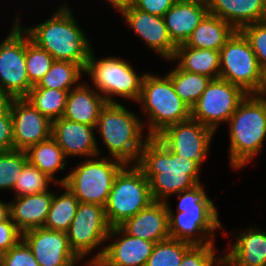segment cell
Returning <instances> with one entry per match:
<instances>
[{"instance_id":"obj_9","label":"cell","mask_w":266,"mask_h":266,"mask_svg":"<svg viewBox=\"0 0 266 266\" xmlns=\"http://www.w3.org/2000/svg\"><path fill=\"white\" fill-rule=\"evenodd\" d=\"M153 202L149 180L137 165H125L116 175L105 206L111 227L121 225Z\"/></svg>"},{"instance_id":"obj_5","label":"cell","mask_w":266,"mask_h":266,"mask_svg":"<svg viewBox=\"0 0 266 266\" xmlns=\"http://www.w3.org/2000/svg\"><path fill=\"white\" fill-rule=\"evenodd\" d=\"M229 163L242 170L264 148L266 138V102L248 94L229 118Z\"/></svg>"},{"instance_id":"obj_18","label":"cell","mask_w":266,"mask_h":266,"mask_svg":"<svg viewBox=\"0 0 266 266\" xmlns=\"http://www.w3.org/2000/svg\"><path fill=\"white\" fill-rule=\"evenodd\" d=\"M111 238H115L114 242L109 245L104 244L105 247L94 255L103 256L111 266H145L155 244L130 236L119 226L111 227L107 240Z\"/></svg>"},{"instance_id":"obj_4","label":"cell","mask_w":266,"mask_h":266,"mask_svg":"<svg viewBox=\"0 0 266 266\" xmlns=\"http://www.w3.org/2000/svg\"><path fill=\"white\" fill-rule=\"evenodd\" d=\"M141 120L119 102L106 103L102 108L95 128L111 158L125 165H137L149 138L144 137Z\"/></svg>"},{"instance_id":"obj_23","label":"cell","mask_w":266,"mask_h":266,"mask_svg":"<svg viewBox=\"0 0 266 266\" xmlns=\"http://www.w3.org/2000/svg\"><path fill=\"white\" fill-rule=\"evenodd\" d=\"M207 13L206 4L177 0L163 16L172 42L176 46L184 44Z\"/></svg>"},{"instance_id":"obj_46","label":"cell","mask_w":266,"mask_h":266,"mask_svg":"<svg viewBox=\"0 0 266 266\" xmlns=\"http://www.w3.org/2000/svg\"><path fill=\"white\" fill-rule=\"evenodd\" d=\"M87 262L84 266H111L103 256H93L87 259Z\"/></svg>"},{"instance_id":"obj_11","label":"cell","mask_w":266,"mask_h":266,"mask_svg":"<svg viewBox=\"0 0 266 266\" xmlns=\"http://www.w3.org/2000/svg\"><path fill=\"white\" fill-rule=\"evenodd\" d=\"M20 16H15L9 35L0 43V88L11 98H25L33 87L26 70L25 31Z\"/></svg>"},{"instance_id":"obj_45","label":"cell","mask_w":266,"mask_h":266,"mask_svg":"<svg viewBox=\"0 0 266 266\" xmlns=\"http://www.w3.org/2000/svg\"><path fill=\"white\" fill-rule=\"evenodd\" d=\"M11 100L12 98L0 88V115L9 109Z\"/></svg>"},{"instance_id":"obj_12","label":"cell","mask_w":266,"mask_h":266,"mask_svg":"<svg viewBox=\"0 0 266 266\" xmlns=\"http://www.w3.org/2000/svg\"><path fill=\"white\" fill-rule=\"evenodd\" d=\"M248 94L239 86L223 79L211 80L191 108V118L216 131L229 118Z\"/></svg>"},{"instance_id":"obj_8","label":"cell","mask_w":266,"mask_h":266,"mask_svg":"<svg viewBox=\"0 0 266 266\" xmlns=\"http://www.w3.org/2000/svg\"><path fill=\"white\" fill-rule=\"evenodd\" d=\"M98 157L71 168V172L61 178V185H65L79 202L105 207L114 179L125 164L108 156Z\"/></svg>"},{"instance_id":"obj_30","label":"cell","mask_w":266,"mask_h":266,"mask_svg":"<svg viewBox=\"0 0 266 266\" xmlns=\"http://www.w3.org/2000/svg\"><path fill=\"white\" fill-rule=\"evenodd\" d=\"M82 74L84 75V68L80 64L71 61L55 60L39 83L32 88L70 91L80 84L79 81L83 76Z\"/></svg>"},{"instance_id":"obj_48","label":"cell","mask_w":266,"mask_h":266,"mask_svg":"<svg viewBox=\"0 0 266 266\" xmlns=\"http://www.w3.org/2000/svg\"><path fill=\"white\" fill-rule=\"evenodd\" d=\"M182 1H195V2H200V3H203V4H208L209 0H182Z\"/></svg>"},{"instance_id":"obj_10","label":"cell","mask_w":266,"mask_h":266,"mask_svg":"<svg viewBox=\"0 0 266 266\" xmlns=\"http://www.w3.org/2000/svg\"><path fill=\"white\" fill-rule=\"evenodd\" d=\"M220 79L253 94L259 87L261 68L252 47L241 31L236 30L220 49Z\"/></svg>"},{"instance_id":"obj_35","label":"cell","mask_w":266,"mask_h":266,"mask_svg":"<svg viewBox=\"0 0 266 266\" xmlns=\"http://www.w3.org/2000/svg\"><path fill=\"white\" fill-rule=\"evenodd\" d=\"M28 162L26 151H0V190H13L24 165Z\"/></svg>"},{"instance_id":"obj_14","label":"cell","mask_w":266,"mask_h":266,"mask_svg":"<svg viewBox=\"0 0 266 266\" xmlns=\"http://www.w3.org/2000/svg\"><path fill=\"white\" fill-rule=\"evenodd\" d=\"M214 133L211 128L189 118L167 127L157 138L177 156L193 160L201 167Z\"/></svg>"},{"instance_id":"obj_40","label":"cell","mask_w":266,"mask_h":266,"mask_svg":"<svg viewBox=\"0 0 266 266\" xmlns=\"http://www.w3.org/2000/svg\"><path fill=\"white\" fill-rule=\"evenodd\" d=\"M22 239V232L9 218L0 222V255L9 251Z\"/></svg>"},{"instance_id":"obj_21","label":"cell","mask_w":266,"mask_h":266,"mask_svg":"<svg viewBox=\"0 0 266 266\" xmlns=\"http://www.w3.org/2000/svg\"><path fill=\"white\" fill-rule=\"evenodd\" d=\"M207 8L238 31L266 20V0H209Z\"/></svg>"},{"instance_id":"obj_20","label":"cell","mask_w":266,"mask_h":266,"mask_svg":"<svg viewBox=\"0 0 266 266\" xmlns=\"http://www.w3.org/2000/svg\"><path fill=\"white\" fill-rule=\"evenodd\" d=\"M119 227L128 235L154 243L170 238L168 204L153 201L135 216L125 220Z\"/></svg>"},{"instance_id":"obj_3","label":"cell","mask_w":266,"mask_h":266,"mask_svg":"<svg viewBox=\"0 0 266 266\" xmlns=\"http://www.w3.org/2000/svg\"><path fill=\"white\" fill-rule=\"evenodd\" d=\"M175 195L180 200L177 214L173 213L169 201H166L170 238L191 244L214 243V230L224 228L218 219L219 214L213 200L206 195L204 185L199 183L194 188Z\"/></svg>"},{"instance_id":"obj_6","label":"cell","mask_w":266,"mask_h":266,"mask_svg":"<svg viewBox=\"0 0 266 266\" xmlns=\"http://www.w3.org/2000/svg\"><path fill=\"white\" fill-rule=\"evenodd\" d=\"M139 103L144 115L148 117V123L142 121L144 129L148 124V137H157L167 127L191 118V108L175 92L167 74L158 77L145 73Z\"/></svg>"},{"instance_id":"obj_33","label":"cell","mask_w":266,"mask_h":266,"mask_svg":"<svg viewBox=\"0 0 266 266\" xmlns=\"http://www.w3.org/2000/svg\"><path fill=\"white\" fill-rule=\"evenodd\" d=\"M193 244L168 238L154 244L145 266H180L185 252Z\"/></svg>"},{"instance_id":"obj_28","label":"cell","mask_w":266,"mask_h":266,"mask_svg":"<svg viewBox=\"0 0 266 266\" xmlns=\"http://www.w3.org/2000/svg\"><path fill=\"white\" fill-rule=\"evenodd\" d=\"M28 161L36 166L42 173L51 178L54 184L61 185V179H55L58 170H66L68 164L62 148L56 140L50 138L31 146L27 151Z\"/></svg>"},{"instance_id":"obj_15","label":"cell","mask_w":266,"mask_h":266,"mask_svg":"<svg viewBox=\"0 0 266 266\" xmlns=\"http://www.w3.org/2000/svg\"><path fill=\"white\" fill-rule=\"evenodd\" d=\"M40 266H75L85 257H78L71 249L66 232L44 226L22 233Z\"/></svg>"},{"instance_id":"obj_43","label":"cell","mask_w":266,"mask_h":266,"mask_svg":"<svg viewBox=\"0 0 266 266\" xmlns=\"http://www.w3.org/2000/svg\"><path fill=\"white\" fill-rule=\"evenodd\" d=\"M257 98L266 102V68L261 70V80L258 89L253 93ZM265 96V97H264Z\"/></svg>"},{"instance_id":"obj_44","label":"cell","mask_w":266,"mask_h":266,"mask_svg":"<svg viewBox=\"0 0 266 266\" xmlns=\"http://www.w3.org/2000/svg\"><path fill=\"white\" fill-rule=\"evenodd\" d=\"M113 6L119 13L133 5L134 0H105Z\"/></svg>"},{"instance_id":"obj_25","label":"cell","mask_w":266,"mask_h":266,"mask_svg":"<svg viewBox=\"0 0 266 266\" xmlns=\"http://www.w3.org/2000/svg\"><path fill=\"white\" fill-rule=\"evenodd\" d=\"M86 83L80 84L68 92L63 118L70 121L96 126L105 98Z\"/></svg>"},{"instance_id":"obj_1","label":"cell","mask_w":266,"mask_h":266,"mask_svg":"<svg viewBox=\"0 0 266 266\" xmlns=\"http://www.w3.org/2000/svg\"><path fill=\"white\" fill-rule=\"evenodd\" d=\"M137 166L149 180L153 201L166 202L170 195L202 183L201 167L171 152L157 137H149L145 142Z\"/></svg>"},{"instance_id":"obj_26","label":"cell","mask_w":266,"mask_h":266,"mask_svg":"<svg viewBox=\"0 0 266 266\" xmlns=\"http://www.w3.org/2000/svg\"><path fill=\"white\" fill-rule=\"evenodd\" d=\"M235 31L228 22L207 13L183 45L220 51Z\"/></svg>"},{"instance_id":"obj_22","label":"cell","mask_w":266,"mask_h":266,"mask_svg":"<svg viewBox=\"0 0 266 266\" xmlns=\"http://www.w3.org/2000/svg\"><path fill=\"white\" fill-rule=\"evenodd\" d=\"M236 235L223 261L228 266H266V232L254 226Z\"/></svg>"},{"instance_id":"obj_29","label":"cell","mask_w":266,"mask_h":266,"mask_svg":"<svg viewBox=\"0 0 266 266\" xmlns=\"http://www.w3.org/2000/svg\"><path fill=\"white\" fill-rule=\"evenodd\" d=\"M59 186L64 189V192L57 195V193L53 191V198L44 227L67 232L76 215L79 201L65 185Z\"/></svg>"},{"instance_id":"obj_7","label":"cell","mask_w":266,"mask_h":266,"mask_svg":"<svg viewBox=\"0 0 266 266\" xmlns=\"http://www.w3.org/2000/svg\"><path fill=\"white\" fill-rule=\"evenodd\" d=\"M127 60L116 56L97 59L91 51L84 73L89 75L95 90L107 103H117L112 98L121 97L138 102L141 94L144 74L137 75ZM112 96V97H111Z\"/></svg>"},{"instance_id":"obj_39","label":"cell","mask_w":266,"mask_h":266,"mask_svg":"<svg viewBox=\"0 0 266 266\" xmlns=\"http://www.w3.org/2000/svg\"><path fill=\"white\" fill-rule=\"evenodd\" d=\"M0 266H40L30 247L21 239L14 247L0 255Z\"/></svg>"},{"instance_id":"obj_32","label":"cell","mask_w":266,"mask_h":266,"mask_svg":"<svg viewBox=\"0 0 266 266\" xmlns=\"http://www.w3.org/2000/svg\"><path fill=\"white\" fill-rule=\"evenodd\" d=\"M68 92L60 89L31 88L25 98L42 115L54 121L64 115Z\"/></svg>"},{"instance_id":"obj_36","label":"cell","mask_w":266,"mask_h":266,"mask_svg":"<svg viewBox=\"0 0 266 266\" xmlns=\"http://www.w3.org/2000/svg\"><path fill=\"white\" fill-rule=\"evenodd\" d=\"M51 181V178L28 161L14 185V197L46 192Z\"/></svg>"},{"instance_id":"obj_2","label":"cell","mask_w":266,"mask_h":266,"mask_svg":"<svg viewBox=\"0 0 266 266\" xmlns=\"http://www.w3.org/2000/svg\"><path fill=\"white\" fill-rule=\"evenodd\" d=\"M31 41L46 50L54 60L71 61L84 69L91 54V41L78 24L68 4L63 3L45 22L22 27Z\"/></svg>"},{"instance_id":"obj_42","label":"cell","mask_w":266,"mask_h":266,"mask_svg":"<svg viewBox=\"0 0 266 266\" xmlns=\"http://www.w3.org/2000/svg\"><path fill=\"white\" fill-rule=\"evenodd\" d=\"M176 1L177 0H134L133 6L140 11L163 17Z\"/></svg>"},{"instance_id":"obj_31","label":"cell","mask_w":266,"mask_h":266,"mask_svg":"<svg viewBox=\"0 0 266 266\" xmlns=\"http://www.w3.org/2000/svg\"><path fill=\"white\" fill-rule=\"evenodd\" d=\"M175 67L167 75L170 77L178 96L192 108L212 79L204 75L184 71L177 65Z\"/></svg>"},{"instance_id":"obj_19","label":"cell","mask_w":266,"mask_h":266,"mask_svg":"<svg viewBox=\"0 0 266 266\" xmlns=\"http://www.w3.org/2000/svg\"><path fill=\"white\" fill-rule=\"evenodd\" d=\"M95 127L61 117L52 121V137L62 148L66 158H92L101 154L94 133Z\"/></svg>"},{"instance_id":"obj_24","label":"cell","mask_w":266,"mask_h":266,"mask_svg":"<svg viewBox=\"0 0 266 266\" xmlns=\"http://www.w3.org/2000/svg\"><path fill=\"white\" fill-rule=\"evenodd\" d=\"M53 191L15 197L10 203V218L22 232L45 224Z\"/></svg>"},{"instance_id":"obj_16","label":"cell","mask_w":266,"mask_h":266,"mask_svg":"<svg viewBox=\"0 0 266 266\" xmlns=\"http://www.w3.org/2000/svg\"><path fill=\"white\" fill-rule=\"evenodd\" d=\"M14 149L27 151L52 136V121L42 115L26 98H12Z\"/></svg>"},{"instance_id":"obj_17","label":"cell","mask_w":266,"mask_h":266,"mask_svg":"<svg viewBox=\"0 0 266 266\" xmlns=\"http://www.w3.org/2000/svg\"><path fill=\"white\" fill-rule=\"evenodd\" d=\"M121 14L128 26L149 49L167 61L172 59L177 46L170 39L162 16L140 11L133 5L123 10Z\"/></svg>"},{"instance_id":"obj_37","label":"cell","mask_w":266,"mask_h":266,"mask_svg":"<svg viewBox=\"0 0 266 266\" xmlns=\"http://www.w3.org/2000/svg\"><path fill=\"white\" fill-rule=\"evenodd\" d=\"M214 243L193 244L184 254L180 266H220L223 256L217 258Z\"/></svg>"},{"instance_id":"obj_47","label":"cell","mask_w":266,"mask_h":266,"mask_svg":"<svg viewBox=\"0 0 266 266\" xmlns=\"http://www.w3.org/2000/svg\"><path fill=\"white\" fill-rule=\"evenodd\" d=\"M10 218V203L0 200V222L7 221Z\"/></svg>"},{"instance_id":"obj_27","label":"cell","mask_w":266,"mask_h":266,"mask_svg":"<svg viewBox=\"0 0 266 266\" xmlns=\"http://www.w3.org/2000/svg\"><path fill=\"white\" fill-rule=\"evenodd\" d=\"M169 61L176 62L177 66L184 71L204 75L212 80L220 78L219 51L191 48L180 44Z\"/></svg>"},{"instance_id":"obj_38","label":"cell","mask_w":266,"mask_h":266,"mask_svg":"<svg viewBox=\"0 0 266 266\" xmlns=\"http://www.w3.org/2000/svg\"><path fill=\"white\" fill-rule=\"evenodd\" d=\"M249 41L261 70L266 68V20L244 26L240 30Z\"/></svg>"},{"instance_id":"obj_13","label":"cell","mask_w":266,"mask_h":266,"mask_svg":"<svg viewBox=\"0 0 266 266\" xmlns=\"http://www.w3.org/2000/svg\"><path fill=\"white\" fill-rule=\"evenodd\" d=\"M110 229L104 206L79 202L76 215L66 233L74 253L78 257H86L100 245L104 246Z\"/></svg>"},{"instance_id":"obj_49","label":"cell","mask_w":266,"mask_h":266,"mask_svg":"<svg viewBox=\"0 0 266 266\" xmlns=\"http://www.w3.org/2000/svg\"><path fill=\"white\" fill-rule=\"evenodd\" d=\"M220 266H228V265L223 261V263H221Z\"/></svg>"},{"instance_id":"obj_34","label":"cell","mask_w":266,"mask_h":266,"mask_svg":"<svg viewBox=\"0 0 266 266\" xmlns=\"http://www.w3.org/2000/svg\"><path fill=\"white\" fill-rule=\"evenodd\" d=\"M25 59L29 83L35 86L51 68L54 58L30 40L25 32Z\"/></svg>"},{"instance_id":"obj_41","label":"cell","mask_w":266,"mask_h":266,"mask_svg":"<svg viewBox=\"0 0 266 266\" xmlns=\"http://www.w3.org/2000/svg\"><path fill=\"white\" fill-rule=\"evenodd\" d=\"M14 150L13 118L10 108L0 115V151Z\"/></svg>"}]
</instances>
